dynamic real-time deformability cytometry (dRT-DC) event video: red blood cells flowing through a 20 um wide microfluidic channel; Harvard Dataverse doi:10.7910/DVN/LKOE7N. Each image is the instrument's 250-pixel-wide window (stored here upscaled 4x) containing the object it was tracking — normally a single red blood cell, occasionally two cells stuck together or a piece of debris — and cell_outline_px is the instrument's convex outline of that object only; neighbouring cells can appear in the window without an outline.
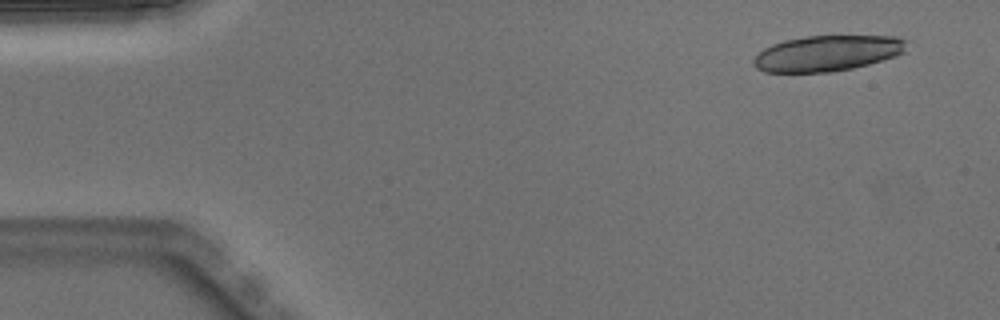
{"species": "Egyptian fruit bat (a non-hibernating species)", "species_latin": "Rousettus aegyptiacus", "temperature_condition": "warm", "stored_images_in_passage": 4, "camera_frame_rate_fps": 3000, "um_per_image_px": 0.085, "animal": {"sex": "male"}, "frame": {"image": 1, "passage_image": 1, "time_ms": 0.0, "image_size_px": [1000, 320], "cell_outline_px": [[912, 40], [904, 52], [896, 56], [868, 64], [852, 68], [832, 72], [764, 72], [756, 68], [752, 64], [752, 60], [764, 48], [772, 44], [784, 40], [804, 36], [896, 36]], "centroid_in_image_um": [70.36, 4.52], "position_along_channel_um": 14.6, "area_um2": 32.19}}